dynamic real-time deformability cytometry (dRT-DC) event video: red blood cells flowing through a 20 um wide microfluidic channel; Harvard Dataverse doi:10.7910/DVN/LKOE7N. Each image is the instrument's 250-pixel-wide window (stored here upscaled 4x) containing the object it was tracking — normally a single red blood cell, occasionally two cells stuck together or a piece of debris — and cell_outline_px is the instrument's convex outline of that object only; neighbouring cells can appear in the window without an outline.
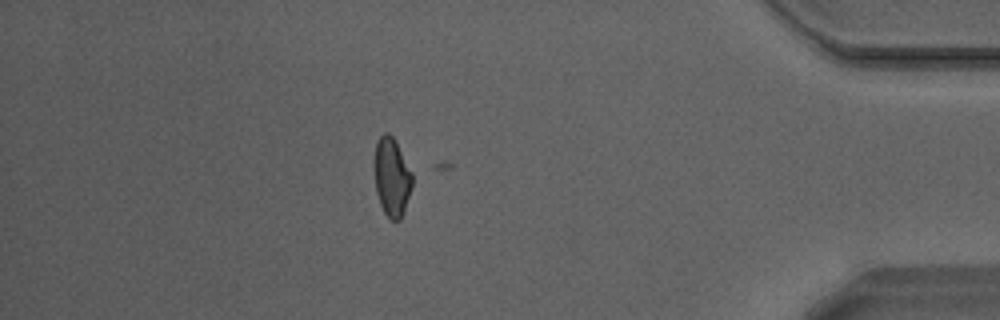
{"species": "Egyptian fruit bat (a non-hibernating species)", "species_latin": "Rousettus aegyptiacus", "temperature_condition": "warm", "stored_images_in_passage": 44, "camera_frame_rate_fps": 3000, "um_per_image_px": 0.085, "animal": {"sex": "male"}, "frame": {"image": 1, "passage_image": 43, "time_ms": 14.0, "image_size_px": [1000, 320], "cell_outline_px": [[412, 184], [400, 220], [392, 220], [384, 212], [380, 204], [376, 192], [372, 164], [376, 144], [380, 136], [384, 132], [388, 132], [396, 140], [412, 172]], "centroid_in_image_um": [33.26, 14.99], "position_along_channel_um": 401.9, "area_um2": 17.51}}